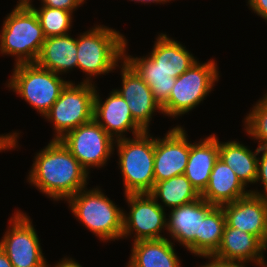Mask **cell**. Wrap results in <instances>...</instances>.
Here are the masks:
<instances>
[{
	"label": "cell",
	"mask_w": 267,
	"mask_h": 267,
	"mask_svg": "<svg viewBox=\"0 0 267 267\" xmlns=\"http://www.w3.org/2000/svg\"><path fill=\"white\" fill-rule=\"evenodd\" d=\"M34 157L27 182L48 198L67 201L87 187L89 173L61 140H50Z\"/></svg>",
	"instance_id": "obj_1"
},
{
	"label": "cell",
	"mask_w": 267,
	"mask_h": 267,
	"mask_svg": "<svg viewBox=\"0 0 267 267\" xmlns=\"http://www.w3.org/2000/svg\"><path fill=\"white\" fill-rule=\"evenodd\" d=\"M78 35L77 68L87 76L83 82L94 84L91 77L115 71L124 60L127 39L119 31L99 24Z\"/></svg>",
	"instance_id": "obj_2"
},
{
	"label": "cell",
	"mask_w": 267,
	"mask_h": 267,
	"mask_svg": "<svg viewBox=\"0 0 267 267\" xmlns=\"http://www.w3.org/2000/svg\"><path fill=\"white\" fill-rule=\"evenodd\" d=\"M72 214L101 241L122 237L123 209L110 200L101 188H84L67 200Z\"/></svg>",
	"instance_id": "obj_3"
},
{
	"label": "cell",
	"mask_w": 267,
	"mask_h": 267,
	"mask_svg": "<svg viewBox=\"0 0 267 267\" xmlns=\"http://www.w3.org/2000/svg\"><path fill=\"white\" fill-rule=\"evenodd\" d=\"M123 177L124 195L150 193L154 187L155 137L149 131L115 140Z\"/></svg>",
	"instance_id": "obj_4"
},
{
	"label": "cell",
	"mask_w": 267,
	"mask_h": 267,
	"mask_svg": "<svg viewBox=\"0 0 267 267\" xmlns=\"http://www.w3.org/2000/svg\"><path fill=\"white\" fill-rule=\"evenodd\" d=\"M45 36L31 7H14L3 21L0 54L15 56V65L36 63Z\"/></svg>",
	"instance_id": "obj_5"
},
{
	"label": "cell",
	"mask_w": 267,
	"mask_h": 267,
	"mask_svg": "<svg viewBox=\"0 0 267 267\" xmlns=\"http://www.w3.org/2000/svg\"><path fill=\"white\" fill-rule=\"evenodd\" d=\"M13 66L6 88L18 94L44 117L70 81L63 80L60 75L40 67L37 63Z\"/></svg>",
	"instance_id": "obj_6"
},
{
	"label": "cell",
	"mask_w": 267,
	"mask_h": 267,
	"mask_svg": "<svg viewBox=\"0 0 267 267\" xmlns=\"http://www.w3.org/2000/svg\"><path fill=\"white\" fill-rule=\"evenodd\" d=\"M215 60L200 63L198 60L176 78L168 101L161 107L164 115L177 118L198 106L214 89L219 81V71Z\"/></svg>",
	"instance_id": "obj_7"
},
{
	"label": "cell",
	"mask_w": 267,
	"mask_h": 267,
	"mask_svg": "<svg viewBox=\"0 0 267 267\" xmlns=\"http://www.w3.org/2000/svg\"><path fill=\"white\" fill-rule=\"evenodd\" d=\"M96 85L70 81L62 90L44 119L53 123L54 137L62 139L68 132L93 120Z\"/></svg>",
	"instance_id": "obj_8"
},
{
	"label": "cell",
	"mask_w": 267,
	"mask_h": 267,
	"mask_svg": "<svg viewBox=\"0 0 267 267\" xmlns=\"http://www.w3.org/2000/svg\"><path fill=\"white\" fill-rule=\"evenodd\" d=\"M9 220V227L0 241L13 267H47L41 243L30 216L16 210Z\"/></svg>",
	"instance_id": "obj_9"
},
{
	"label": "cell",
	"mask_w": 267,
	"mask_h": 267,
	"mask_svg": "<svg viewBox=\"0 0 267 267\" xmlns=\"http://www.w3.org/2000/svg\"><path fill=\"white\" fill-rule=\"evenodd\" d=\"M60 140L88 173L91 168L106 166L115 150V140L94 119Z\"/></svg>",
	"instance_id": "obj_10"
},
{
	"label": "cell",
	"mask_w": 267,
	"mask_h": 267,
	"mask_svg": "<svg viewBox=\"0 0 267 267\" xmlns=\"http://www.w3.org/2000/svg\"><path fill=\"white\" fill-rule=\"evenodd\" d=\"M124 196L130 211L129 213L123 211L121 239H126L133 233L134 242L166 238L161 233L167 230V215L165 212L167 209H163L149 193L126 194Z\"/></svg>",
	"instance_id": "obj_11"
},
{
	"label": "cell",
	"mask_w": 267,
	"mask_h": 267,
	"mask_svg": "<svg viewBox=\"0 0 267 267\" xmlns=\"http://www.w3.org/2000/svg\"><path fill=\"white\" fill-rule=\"evenodd\" d=\"M184 127L171 128L162 139L155 137V183L185 173L191 149Z\"/></svg>",
	"instance_id": "obj_12"
},
{
	"label": "cell",
	"mask_w": 267,
	"mask_h": 267,
	"mask_svg": "<svg viewBox=\"0 0 267 267\" xmlns=\"http://www.w3.org/2000/svg\"><path fill=\"white\" fill-rule=\"evenodd\" d=\"M213 207L200 197L192 203L171 209L167 214V234L191 254L200 257V219H204Z\"/></svg>",
	"instance_id": "obj_13"
},
{
	"label": "cell",
	"mask_w": 267,
	"mask_h": 267,
	"mask_svg": "<svg viewBox=\"0 0 267 267\" xmlns=\"http://www.w3.org/2000/svg\"><path fill=\"white\" fill-rule=\"evenodd\" d=\"M118 68H121L122 87L115 90L127 101L133 119L145 131H150L149 126L154 112L163 114L161 106L155 101L148 84L125 60L120 66L118 65Z\"/></svg>",
	"instance_id": "obj_14"
},
{
	"label": "cell",
	"mask_w": 267,
	"mask_h": 267,
	"mask_svg": "<svg viewBox=\"0 0 267 267\" xmlns=\"http://www.w3.org/2000/svg\"><path fill=\"white\" fill-rule=\"evenodd\" d=\"M93 119L114 139L125 138L129 131L133 136L145 130L133 119L128 103L115 89L102 101L97 86L94 98Z\"/></svg>",
	"instance_id": "obj_15"
},
{
	"label": "cell",
	"mask_w": 267,
	"mask_h": 267,
	"mask_svg": "<svg viewBox=\"0 0 267 267\" xmlns=\"http://www.w3.org/2000/svg\"><path fill=\"white\" fill-rule=\"evenodd\" d=\"M222 208L229 227L248 232L264 244L267 238V197L250 193Z\"/></svg>",
	"instance_id": "obj_16"
},
{
	"label": "cell",
	"mask_w": 267,
	"mask_h": 267,
	"mask_svg": "<svg viewBox=\"0 0 267 267\" xmlns=\"http://www.w3.org/2000/svg\"><path fill=\"white\" fill-rule=\"evenodd\" d=\"M212 256L234 262H252L260 266L264 260V244L254 235L225 225L218 249Z\"/></svg>",
	"instance_id": "obj_17"
},
{
	"label": "cell",
	"mask_w": 267,
	"mask_h": 267,
	"mask_svg": "<svg viewBox=\"0 0 267 267\" xmlns=\"http://www.w3.org/2000/svg\"><path fill=\"white\" fill-rule=\"evenodd\" d=\"M246 188L236 173L218 158L200 197L214 206H223L250 194Z\"/></svg>",
	"instance_id": "obj_18"
},
{
	"label": "cell",
	"mask_w": 267,
	"mask_h": 267,
	"mask_svg": "<svg viewBox=\"0 0 267 267\" xmlns=\"http://www.w3.org/2000/svg\"><path fill=\"white\" fill-rule=\"evenodd\" d=\"M219 158L218 137L215 133L191 143L188 164L184 175L201 194L208 185L211 171Z\"/></svg>",
	"instance_id": "obj_19"
},
{
	"label": "cell",
	"mask_w": 267,
	"mask_h": 267,
	"mask_svg": "<svg viewBox=\"0 0 267 267\" xmlns=\"http://www.w3.org/2000/svg\"><path fill=\"white\" fill-rule=\"evenodd\" d=\"M174 244L168 238L135 241L126 267H181Z\"/></svg>",
	"instance_id": "obj_20"
},
{
	"label": "cell",
	"mask_w": 267,
	"mask_h": 267,
	"mask_svg": "<svg viewBox=\"0 0 267 267\" xmlns=\"http://www.w3.org/2000/svg\"><path fill=\"white\" fill-rule=\"evenodd\" d=\"M77 61V38L66 34L45 38L36 63L40 67L62 75L77 68Z\"/></svg>",
	"instance_id": "obj_21"
},
{
	"label": "cell",
	"mask_w": 267,
	"mask_h": 267,
	"mask_svg": "<svg viewBox=\"0 0 267 267\" xmlns=\"http://www.w3.org/2000/svg\"><path fill=\"white\" fill-rule=\"evenodd\" d=\"M155 39L152 51L148 55L163 71L171 74V77H179L197 61L185 45L167 34L159 33Z\"/></svg>",
	"instance_id": "obj_22"
},
{
	"label": "cell",
	"mask_w": 267,
	"mask_h": 267,
	"mask_svg": "<svg viewBox=\"0 0 267 267\" xmlns=\"http://www.w3.org/2000/svg\"><path fill=\"white\" fill-rule=\"evenodd\" d=\"M127 40L124 45V60L137 72V74L148 84L153 93L155 101L162 107L169 98L176 78L163 71L149 55L133 57L128 55ZM127 52V53H126Z\"/></svg>",
	"instance_id": "obj_23"
},
{
	"label": "cell",
	"mask_w": 267,
	"mask_h": 267,
	"mask_svg": "<svg viewBox=\"0 0 267 267\" xmlns=\"http://www.w3.org/2000/svg\"><path fill=\"white\" fill-rule=\"evenodd\" d=\"M219 158L229 166L240 181L247 187L248 184H255L257 178L259 147L253 152L239 141L220 142Z\"/></svg>",
	"instance_id": "obj_24"
},
{
	"label": "cell",
	"mask_w": 267,
	"mask_h": 267,
	"mask_svg": "<svg viewBox=\"0 0 267 267\" xmlns=\"http://www.w3.org/2000/svg\"><path fill=\"white\" fill-rule=\"evenodd\" d=\"M149 194L157 202L159 199L163 202H158L163 209L166 207L174 209L200 198L199 192L191 185V182L184 174L155 183Z\"/></svg>",
	"instance_id": "obj_25"
},
{
	"label": "cell",
	"mask_w": 267,
	"mask_h": 267,
	"mask_svg": "<svg viewBox=\"0 0 267 267\" xmlns=\"http://www.w3.org/2000/svg\"><path fill=\"white\" fill-rule=\"evenodd\" d=\"M225 225L222 206H214L200 219V256L212 255L218 249Z\"/></svg>",
	"instance_id": "obj_26"
},
{
	"label": "cell",
	"mask_w": 267,
	"mask_h": 267,
	"mask_svg": "<svg viewBox=\"0 0 267 267\" xmlns=\"http://www.w3.org/2000/svg\"><path fill=\"white\" fill-rule=\"evenodd\" d=\"M36 13L45 38L69 34L72 28L73 13L58 8L31 6Z\"/></svg>",
	"instance_id": "obj_27"
},
{
	"label": "cell",
	"mask_w": 267,
	"mask_h": 267,
	"mask_svg": "<svg viewBox=\"0 0 267 267\" xmlns=\"http://www.w3.org/2000/svg\"><path fill=\"white\" fill-rule=\"evenodd\" d=\"M244 130L258 147H267V93L259 99L244 118Z\"/></svg>",
	"instance_id": "obj_28"
},
{
	"label": "cell",
	"mask_w": 267,
	"mask_h": 267,
	"mask_svg": "<svg viewBox=\"0 0 267 267\" xmlns=\"http://www.w3.org/2000/svg\"><path fill=\"white\" fill-rule=\"evenodd\" d=\"M259 153H261V155L258 157L257 178L255 183L261 182L264 190L258 191L257 189H251L250 192L257 196L267 197V147H259Z\"/></svg>",
	"instance_id": "obj_29"
},
{
	"label": "cell",
	"mask_w": 267,
	"mask_h": 267,
	"mask_svg": "<svg viewBox=\"0 0 267 267\" xmlns=\"http://www.w3.org/2000/svg\"><path fill=\"white\" fill-rule=\"evenodd\" d=\"M86 0H41V6L63 9L74 13Z\"/></svg>",
	"instance_id": "obj_30"
},
{
	"label": "cell",
	"mask_w": 267,
	"mask_h": 267,
	"mask_svg": "<svg viewBox=\"0 0 267 267\" xmlns=\"http://www.w3.org/2000/svg\"><path fill=\"white\" fill-rule=\"evenodd\" d=\"M201 257L207 258L209 261L199 267H247V263L245 262L225 261L212 255L200 256V258Z\"/></svg>",
	"instance_id": "obj_31"
},
{
	"label": "cell",
	"mask_w": 267,
	"mask_h": 267,
	"mask_svg": "<svg viewBox=\"0 0 267 267\" xmlns=\"http://www.w3.org/2000/svg\"><path fill=\"white\" fill-rule=\"evenodd\" d=\"M20 133L18 132H11L6 135L0 134V152L6 151V150H14V148L19 147L18 146V138ZM4 135V136H3Z\"/></svg>",
	"instance_id": "obj_32"
},
{
	"label": "cell",
	"mask_w": 267,
	"mask_h": 267,
	"mask_svg": "<svg viewBox=\"0 0 267 267\" xmlns=\"http://www.w3.org/2000/svg\"><path fill=\"white\" fill-rule=\"evenodd\" d=\"M249 9L267 21V0H247Z\"/></svg>",
	"instance_id": "obj_33"
},
{
	"label": "cell",
	"mask_w": 267,
	"mask_h": 267,
	"mask_svg": "<svg viewBox=\"0 0 267 267\" xmlns=\"http://www.w3.org/2000/svg\"><path fill=\"white\" fill-rule=\"evenodd\" d=\"M47 267H83V266H81L73 258H69L66 256L62 258V260H59L57 264L55 263L54 266H51L50 264H48Z\"/></svg>",
	"instance_id": "obj_34"
},
{
	"label": "cell",
	"mask_w": 267,
	"mask_h": 267,
	"mask_svg": "<svg viewBox=\"0 0 267 267\" xmlns=\"http://www.w3.org/2000/svg\"><path fill=\"white\" fill-rule=\"evenodd\" d=\"M0 267H13L6 253L0 247Z\"/></svg>",
	"instance_id": "obj_35"
},
{
	"label": "cell",
	"mask_w": 267,
	"mask_h": 267,
	"mask_svg": "<svg viewBox=\"0 0 267 267\" xmlns=\"http://www.w3.org/2000/svg\"><path fill=\"white\" fill-rule=\"evenodd\" d=\"M131 1H134V2H137V3L139 2V3H142V4H143V3H144V4H145V3H146V4H147V3H148V4H149V3H156V4L159 3V4L161 5V3H162V4H165V3H167V2L170 3V1H172V0H131ZM173 1H174V0H173Z\"/></svg>",
	"instance_id": "obj_36"
},
{
	"label": "cell",
	"mask_w": 267,
	"mask_h": 267,
	"mask_svg": "<svg viewBox=\"0 0 267 267\" xmlns=\"http://www.w3.org/2000/svg\"><path fill=\"white\" fill-rule=\"evenodd\" d=\"M31 3L32 0H18L16 7H31L33 5Z\"/></svg>",
	"instance_id": "obj_37"
},
{
	"label": "cell",
	"mask_w": 267,
	"mask_h": 267,
	"mask_svg": "<svg viewBox=\"0 0 267 267\" xmlns=\"http://www.w3.org/2000/svg\"><path fill=\"white\" fill-rule=\"evenodd\" d=\"M266 250H267V238H266V241L264 242V253H265ZM262 265L267 267V262L265 260V257H264V260L262 262Z\"/></svg>",
	"instance_id": "obj_38"
}]
</instances>
